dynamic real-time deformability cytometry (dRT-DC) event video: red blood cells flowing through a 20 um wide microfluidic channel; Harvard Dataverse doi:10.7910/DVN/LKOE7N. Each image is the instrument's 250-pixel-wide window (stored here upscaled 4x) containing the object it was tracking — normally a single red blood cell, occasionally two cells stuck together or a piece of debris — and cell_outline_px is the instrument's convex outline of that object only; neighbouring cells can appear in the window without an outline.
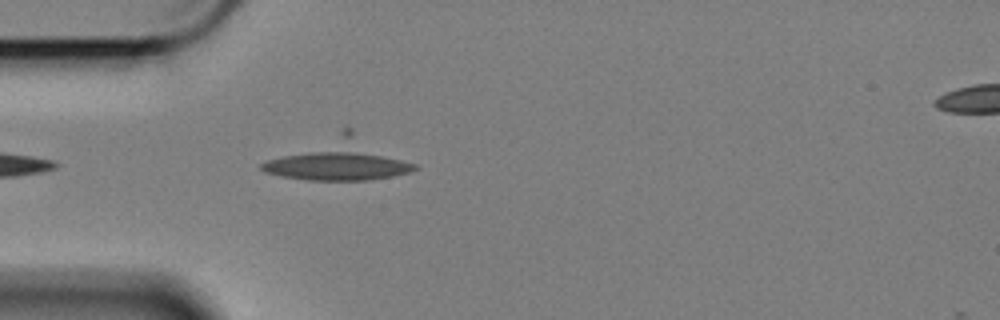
{"species": "Egyptian fruit bat (a non-hibernating species)", "species_latin": "Rousettus aegyptiacus", "temperature_condition": "cold", "stored_images_in_passage": 8, "camera_frame_rate_fps": 3000, "um_per_image_px": 0.085, "animal": {"sex": "female"}, "frame": {"image": 1, "passage_image": 3, "time_ms": 0.667, "image_size_px": [1000, 320], "cell_outline_px": [[416, 168], [408, 172], [392, 176], [368, 180], [308, 180], [280, 176], [264, 172], [260, 168], [260, 164], [268, 160], [284, 156], [336, 148], [340, 148], [400, 160], [416, 164]], "centroid_in_image_um": [28.56, 14.1], "position_along_channel_um": 56.4, "area_um2": 25.37}}